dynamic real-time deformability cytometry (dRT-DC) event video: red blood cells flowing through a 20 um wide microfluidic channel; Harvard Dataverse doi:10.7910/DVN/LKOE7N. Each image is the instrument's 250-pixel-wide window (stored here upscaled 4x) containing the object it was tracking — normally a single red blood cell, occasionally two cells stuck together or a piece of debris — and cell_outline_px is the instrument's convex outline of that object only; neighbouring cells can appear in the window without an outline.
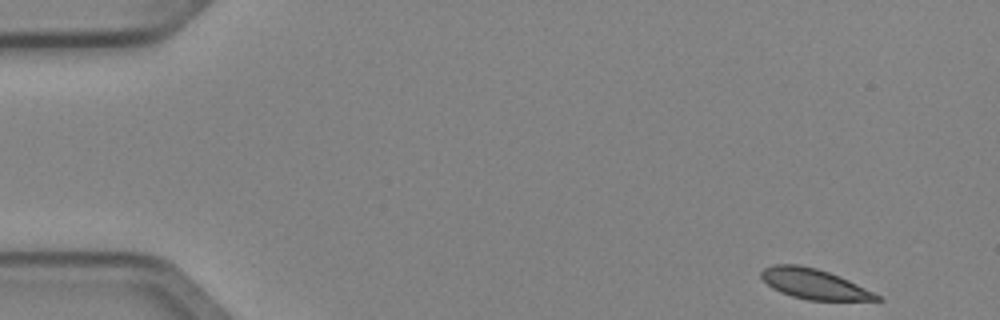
{"species": "Egyptian fruit bat (a non-hibernating species)", "species_latin": "Rousettus aegyptiacus", "temperature_condition": "cold", "stored_images_in_passage": 3, "camera_frame_rate_fps": 3000, "um_per_image_px": 0.085, "animal": {"sex": "female"}, "frame": {"image": 1, "passage_image": 1, "time_ms": 0.0, "image_size_px": [1000, 320], "cell_outline_px": [[884, 300], [808, 300], [792, 296], [780, 292], [772, 288], [760, 276], [760, 272], [764, 268], [772, 264], [800, 264], [816, 268], [840, 276], [880, 296]], "centroid_in_image_um": [69.15, 24.12], "position_along_channel_um": 15.9, "area_um2": 20.11}}